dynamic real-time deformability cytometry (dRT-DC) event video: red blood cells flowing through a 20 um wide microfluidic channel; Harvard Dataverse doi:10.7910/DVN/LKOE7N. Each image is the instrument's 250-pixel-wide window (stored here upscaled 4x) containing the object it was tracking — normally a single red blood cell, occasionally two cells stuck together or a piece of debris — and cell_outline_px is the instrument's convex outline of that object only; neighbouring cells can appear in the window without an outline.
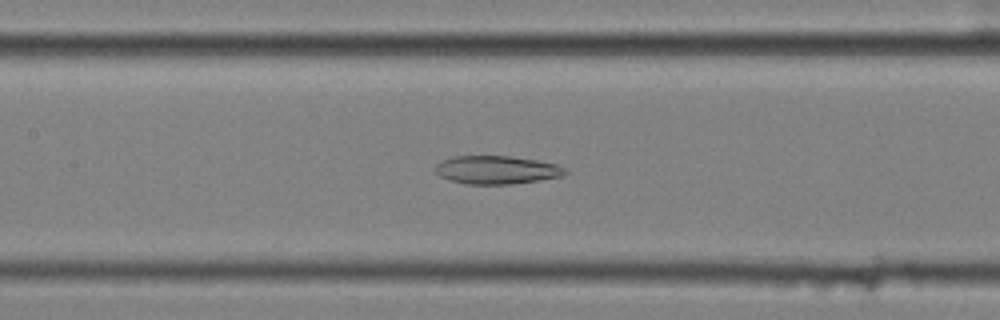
{"species": "common noctule bat (a hibernating species)", "species_latin": "Nyctalus noctula", "temperature_condition": "cold", "stored_images_in_passage": 44, "camera_frame_rate_fps": 3000, "um_per_image_px": 0.085, "animal": {"sex": "female", "body_mass_g": 25.1}, "frame": {"image": 1, "passage_image": 14, "time_ms": 4.333, "image_size_px": [1000, 320], "cell_outline_px": [[568, 172], [560, 176], [540, 180], [512, 184], [468, 184], [452, 180], [440, 176], [436, 172], [436, 164], [452, 156], [508, 156], [536, 160], [556, 164], [564, 168]], "centroid_in_image_um": [42.22, 14.44], "position_along_channel_um": 165.2, "area_um2": 21.1}}
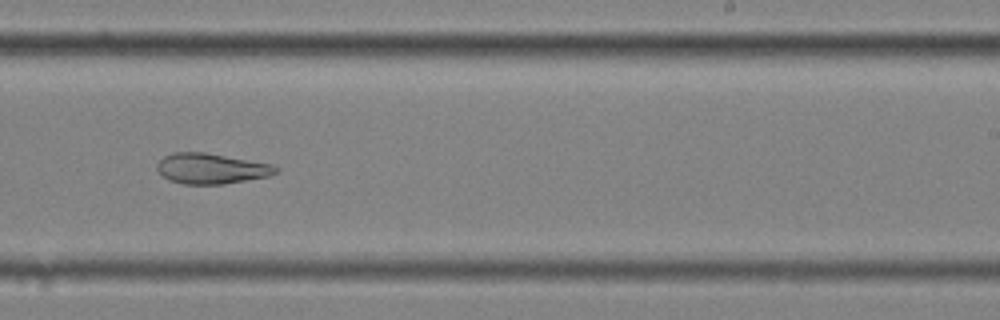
{"frame": {"image": 2, "passage_image": 23, "time_ms": 7.333, "image_size_px": [1000, 320], "cell_outline_px": [[280, 172], [268, 176], [224, 184], [184, 184], [168, 180], [156, 168], [156, 164], [164, 156], [172, 152], [204, 152], [272, 164], [280, 168]], "centroid_in_image_um": [17.96, 14.32], "position_along_channel_um": 271.0, "area_um2": 21.1}}
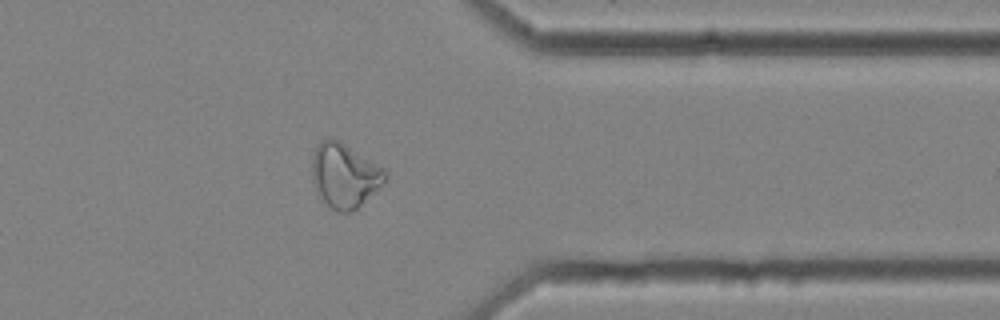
{"frame": {"image": 3, "passage_image": 33, "time_ms": 10.667, "image_size_px": [1000, 320], "cell_outline_px": [[388, 176], [352, 212], [336, 212], [316, 192], [312, 180], [312, 156], [320, 140], [340, 140], [384, 168], [388, 172]], "centroid_in_image_um": [29.26, 14.89], "position_along_channel_um": 382.1, "area_um2": 26.88}, "authors_computed_cell_mechanics": {"area_um2": 25.0563, "velocity_mm_per_s": 3.5407, "shape_relaxation_time_tau1_ms": null, "shape_relaxation_time_tau2_ms": 5.6255, "deformation_change_tau1": null, "deformation_change_tau2": 0.1466}}